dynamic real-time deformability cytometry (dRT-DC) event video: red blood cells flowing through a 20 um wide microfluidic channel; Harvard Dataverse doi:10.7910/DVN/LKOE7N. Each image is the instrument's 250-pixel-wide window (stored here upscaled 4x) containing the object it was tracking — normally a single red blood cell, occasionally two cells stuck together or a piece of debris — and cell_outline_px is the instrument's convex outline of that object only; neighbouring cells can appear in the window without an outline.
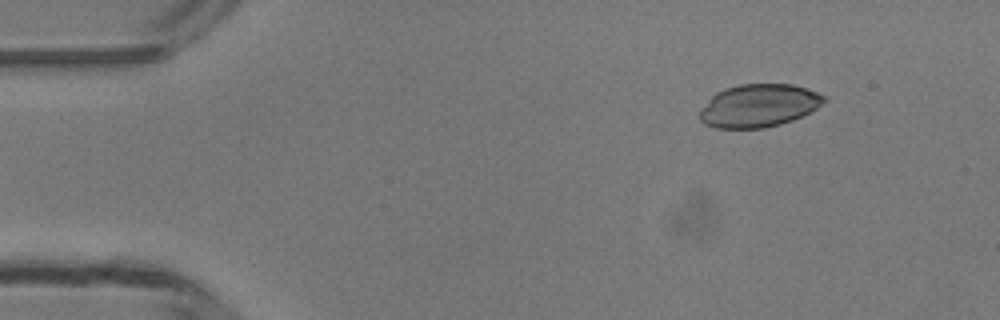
{"species": "common noctule bat (a hibernating species)", "species_latin": "Nyctalus noctula", "temperature_condition": "room temperature", "stored_images_in_passage": 44, "camera_frame_rate_fps": 3000, "um_per_image_px": 0.085, "animal": {"sex": "male", "body_mass_g": 13.3}, "frame": {"image": 1, "passage_image": 1, "time_ms": 0.0, "image_size_px": [1000, 320], "cell_outline_px": [[828, 100], [812, 112], [792, 120], [780, 124], [764, 128], [716, 128], [704, 124], [700, 120], [700, 108], [716, 92], [724, 88], [740, 84], [792, 84], [828, 96]], "centroid_in_image_um": [64.51, 8.98], "position_along_channel_um": 20.5, "area_um2": 31.33}}
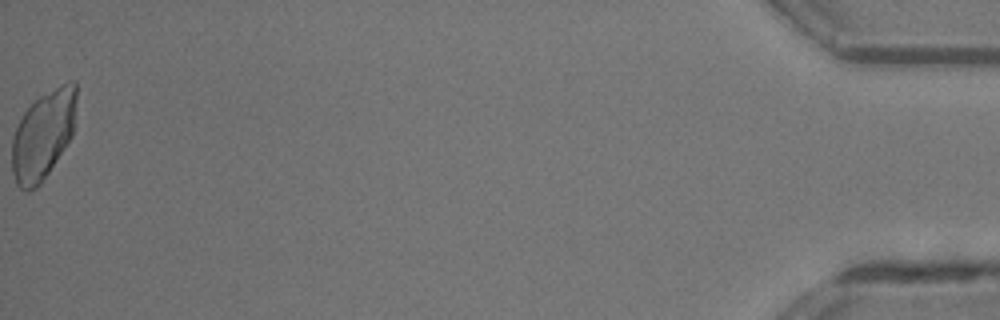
{"frame": {"image": 2, "passage_image": 44, "time_ms": 14.333, "image_size_px": [1000, 320], "cell_outline_px": [[76, 100], [72, 136], [40, 184], [36, 188], [28, 192], [24, 192], [16, 184], [12, 172], [12, 136], [24, 112], [40, 96], [60, 84], [68, 80], [76, 80]], "centroid_in_image_um": [3.65, 11.48], "position_along_channel_um": 431.5, "area_um2": 33.18}}